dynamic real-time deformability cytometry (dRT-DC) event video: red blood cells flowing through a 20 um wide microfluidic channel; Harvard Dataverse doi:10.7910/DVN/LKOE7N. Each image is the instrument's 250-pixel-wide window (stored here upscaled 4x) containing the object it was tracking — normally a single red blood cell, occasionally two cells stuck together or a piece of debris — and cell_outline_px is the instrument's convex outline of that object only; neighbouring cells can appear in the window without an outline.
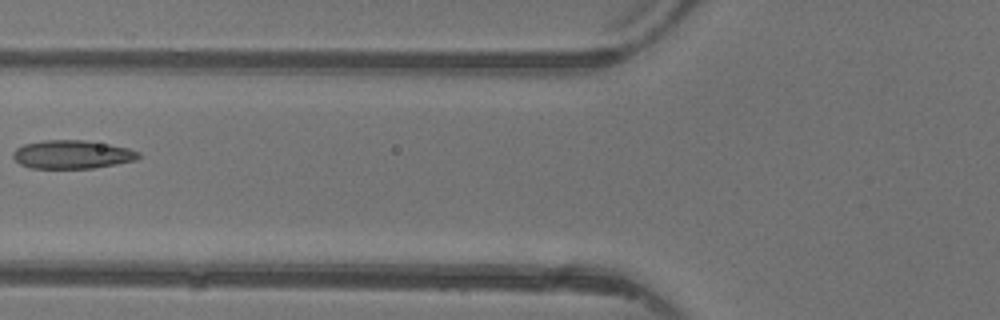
{"species": "common noctule bat (a hibernating species)", "species_latin": "Nyctalus noctula", "temperature_condition": "warm", "stored_images_in_passage": 6, "camera_frame_rate_fps": 3000, "um_per_image_px": 0.085, "animal": {"sex": "female"}, "frame": {"image": 1, "passage_image": 6, "time_ms": 6.0, "image_size_px": [1000, 320], "cell_outline_px": [[140, 156], [136, 160], [116, 164], [92, 168], [32, 168], [20, 164], [12, 156], [12, 152], [16, 148], [24, 144], [44, 140], [84, 140], [108, 144], [128, 148], [140, 152]], "centroid_in_image_um": [6.12, 13.12], "position_along_channel_um": 119.7, "area_um2": 20.75}}